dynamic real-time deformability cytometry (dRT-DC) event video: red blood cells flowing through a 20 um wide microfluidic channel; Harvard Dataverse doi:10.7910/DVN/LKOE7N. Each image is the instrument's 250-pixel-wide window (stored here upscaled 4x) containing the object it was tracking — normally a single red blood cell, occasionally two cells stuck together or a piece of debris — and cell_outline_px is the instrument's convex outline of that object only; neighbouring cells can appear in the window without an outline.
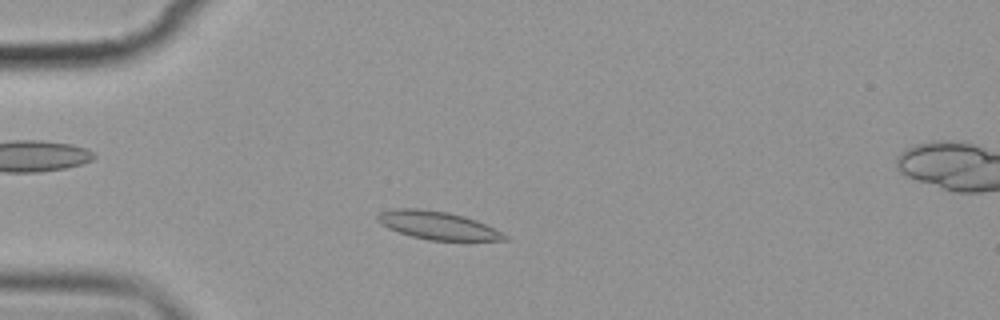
{"species": "common noctule bat (a hibernating species)", "species_latin": "Nyctalus noctula", "temperature_condition": "cold", "stored_images_in_passage": 10, "camera_frame_rate_fps": 3000, "um_per_image_px": 0.085, "animal": {"sex": "female", "body_mass_g": 19.9}, "frame": {"image": 1, "passage_image": 5, "time_ms": 5.667, "image_size_px": [1000, 320], "cell_outline_px": [[512, 240], [428, 240], [412, 236], [388, 228], [380, 224], [376, 220], [376, 216], [380, 212], [392, 208], [420, 208], [448, 212], [464, 216], [476, 220], [508, 236]], "centroid_in_image_um": [37.15, 19.14], "position_along_channel_um": 47.9, "area_um2": 20.69}}
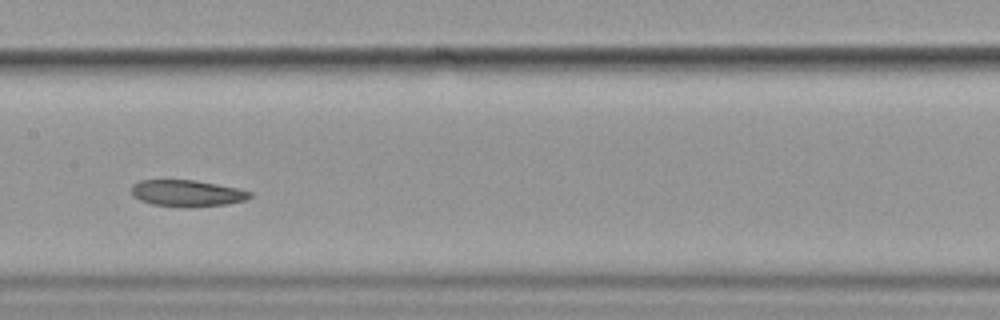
{"frame": {"image": 2, "passage_image": 9, "time_ms": 10.333, "image_size_px": [1000, 320], "cell_outline_px": [[252, 196], [244, 200], [228, 204], [152, 204], [140, 200], [132, 196], [132, 184], [140, 180], [196, 180], [236, 188], [252, 192]], "centroid_in_image_um": [15.87, 16.37], "position_along_channel_um": 191.5, "area_um2": 17.28}}
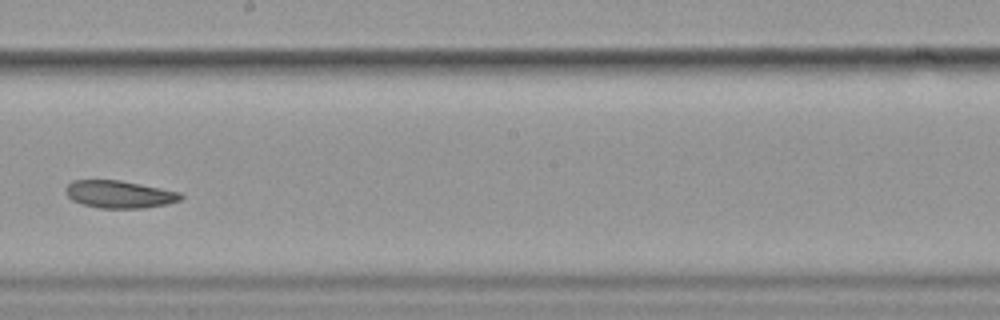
{"frame": {"image": 3, "passage_image": 10, "time_ms": 11.667, "image_size_px": [1000, 320], "cell_outline_px": [[184, 196], [180, 200], [168, 204], [144, 208], [100, 208], [84, 204], [72, 200], [64, 192], [64, 188], [72, 180], [120, 180], [180, 192]], "centroid_in_image_um": [10.13, 16.51], "position_along_channel_um": 238.1, "area_um2": 18.44}}